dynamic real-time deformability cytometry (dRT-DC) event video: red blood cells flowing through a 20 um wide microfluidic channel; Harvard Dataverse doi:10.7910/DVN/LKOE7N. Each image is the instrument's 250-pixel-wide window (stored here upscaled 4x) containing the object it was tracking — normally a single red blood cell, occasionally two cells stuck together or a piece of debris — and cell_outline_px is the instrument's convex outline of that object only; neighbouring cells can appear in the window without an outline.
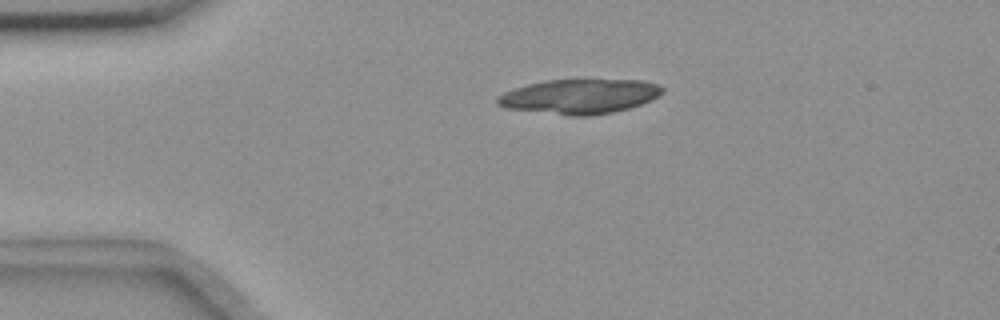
{"species": "common noctule bat (a hibernating species)", "species_latin": "Nyctalus noctula", "temperature_condition": "room temperature", "stored_images_in_passage": 10, "camera_frame_rate_fps": 3000, "um_per_image_px": 0.085, "animal": {"sex": "female", "body_mass_g": 18.4}, "frame": {"image": 1, "passage_image": 2, "time_ms": 0.333, "image_size_px": [1000, 320], "cell_outline_px": [[664, 92], [660, 96], [652, 100], [628, 108], [612, 112], [588, 116], [568, 116], [504, 108], [496, 104], [496, 96], [504, 92], [528, 84], [544, 80], [644, 80], [660, 84], [664, 88]], "centroid_in_image_um": [49.27, 8.2], "position_along_channel_um": 35.7, "area_um2": 33.64}}